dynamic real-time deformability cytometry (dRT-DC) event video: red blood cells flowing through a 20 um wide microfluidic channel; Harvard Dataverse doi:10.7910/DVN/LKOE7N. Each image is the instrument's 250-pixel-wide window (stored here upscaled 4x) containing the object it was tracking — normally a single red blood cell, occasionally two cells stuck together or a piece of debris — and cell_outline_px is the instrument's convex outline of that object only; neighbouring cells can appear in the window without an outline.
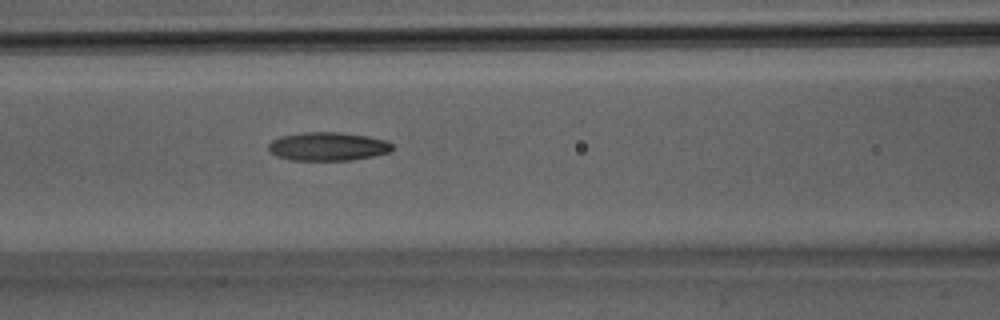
{"species": "Egyptian fruit bat (a non-hibernating species)", "species_latin": "Rousettus aegyptiacus", "temperature_condition": "room temperature", "stored_images_in_passage": 14, "camera_frame_rate_fps": 3000, "um_per_image_px": 0.085, "animal": {"sex": "male"}, "frame": {"image": 1, "passage_image": 8, "time_ms": 2.333, "image_size_px": [1000, 320], "cell_outline_px": [[392, 148], [388, 152], [372, 156], [352, 160], [292, 160], [276, 156], [268, 148], [268, 144], [272, 140], [280, 136], [304, 132], [340, 132], [368, 136], [388, 140], [392, 144]], "centroid_in_image_um": [27.86, 12.44], "position_along_channel_um": 138.7, "area_um2": 20.58}}